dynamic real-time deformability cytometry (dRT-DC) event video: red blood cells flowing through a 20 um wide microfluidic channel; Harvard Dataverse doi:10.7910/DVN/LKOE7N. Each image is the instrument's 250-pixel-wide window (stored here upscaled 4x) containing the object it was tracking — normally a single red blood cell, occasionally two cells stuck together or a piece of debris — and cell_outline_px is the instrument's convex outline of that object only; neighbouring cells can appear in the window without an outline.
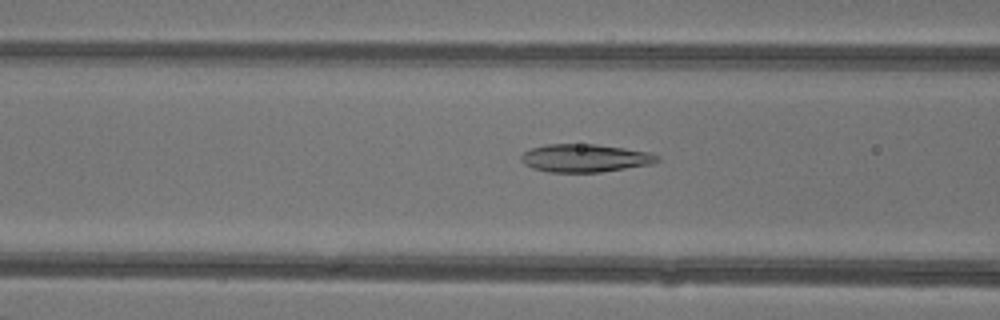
{"species": "common noctule bat (a hibernating species)", "species_latin": "Nyctalus noctula", "temperature_condition": "warm", "stored_images_in_passage": 41, "camera_frame_rate_fps": 3000, "um_per_image_px": 0.085, "animal": {"sex": "female"}, "frame": {"image": 1, "passage_image": 13, "time_ms": 4.0, "image_size_px": [1000, 320], "cell_outline_px": [[660, 160], [652, 164], [600, 172], [548, 172], [532, 168], [524, 164], [520, 160], [520, 156], [524, 152], [532, 148], [544, 144], [596, 144], [652, 152], [660, 156]], "centroid_in_image_um": [49.73, 13.43], "position_along_channel_um": 116.9, "area_um2": 22.37}}
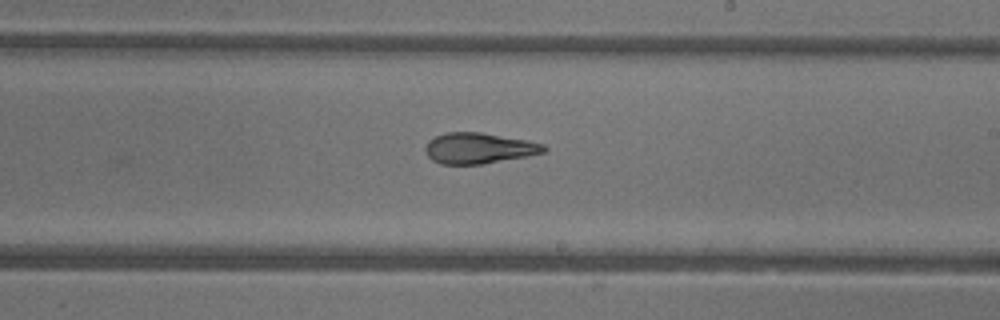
{"frame": {"image": 2, "passage_image": 22, "time_ms": 7.0, "image_size_px": [1000, 320], "cell_outline_px": [[548, 148], [544, 152], [524, 156], [480, 164], [440, 164], [432, 160], [428, 156], [424, 148], [428, 140], [444, 132], [480, 132], [528, 140], [544, 144]], "centroid_in_image_um": [40.66, 12.58], "position_along_channel_um": 248.3, "area_um2": 21.15}}
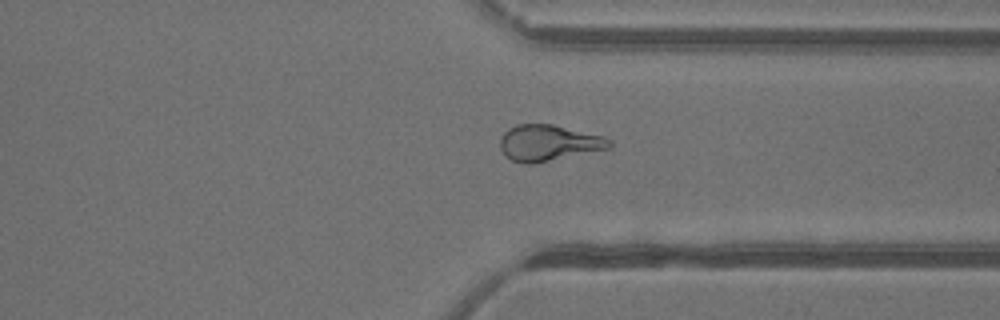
{"frame": {"image": 3, "passage_image": 30, "time_ms": 9.667, "image_size_px": [1000, 320], "cell_outline_px": [[612, 148], [532, 164], [524, 164], [512, 160], [500, 148], [500, 140], [504, 132], [508, 128], [516, 124], [552, 124], [604, 136], [612, 140]], "centroid_in_image_um": [46.66, 12.14], "position_along_channel_um": 364.7, "area_um2": 23.0}, "authors_computed_cell_mechanics": {"area_um2": 22.831, "velocity_mm_per_s": 4.3683, "shape_relaxation_time_tau1_ms": null, "shape_relaxation_time_tau2_ms": 1.3182, "deformation_change_tau1": null, "deformation_change_tau2": 0.0839}}